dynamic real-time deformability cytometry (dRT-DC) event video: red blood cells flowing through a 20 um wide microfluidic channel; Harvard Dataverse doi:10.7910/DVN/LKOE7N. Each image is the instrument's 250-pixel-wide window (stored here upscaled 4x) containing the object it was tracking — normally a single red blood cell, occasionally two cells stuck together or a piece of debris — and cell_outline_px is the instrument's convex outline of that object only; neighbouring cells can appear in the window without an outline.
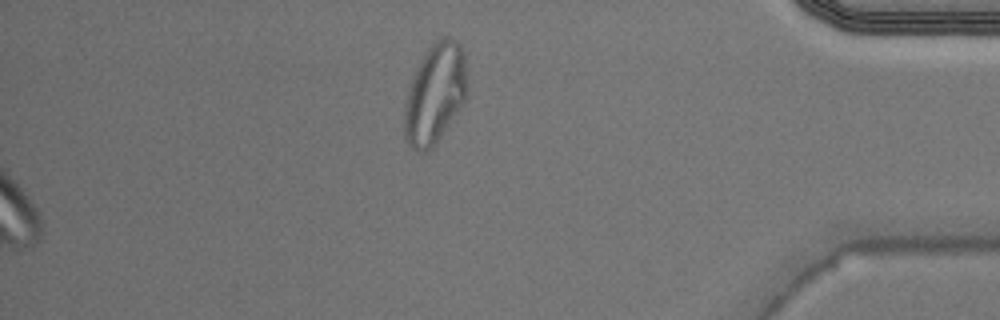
{"species": "Egyptian fruit bat (a non-hibernating species)", "species_latin": "Rousettus aegyptiacus", "temperature_condition": "warm", "stored_images_in_passage": 27, "camera_frame_rate_fps": 3000, "um_per_image_px": 0.085, "animal": {"sex": "male"}, "frame": {"image": 1, "passage_image": 27, "time_ms": 8.667, "image_size_px": [1000, 320], "cell_outline_px": [[464, 100], [432, 148], [424, 152], [416, 152], [404, 140], [404, 108], [412, 76], [428, 48], [436, 40], [444, 36], [448, 36], [456, 40], [460, 44], [464, 56]], "centroid_in_image_um": [36.91, 7.98], "position_along_channel_um": 398.3, "area_um2": 35.66}}